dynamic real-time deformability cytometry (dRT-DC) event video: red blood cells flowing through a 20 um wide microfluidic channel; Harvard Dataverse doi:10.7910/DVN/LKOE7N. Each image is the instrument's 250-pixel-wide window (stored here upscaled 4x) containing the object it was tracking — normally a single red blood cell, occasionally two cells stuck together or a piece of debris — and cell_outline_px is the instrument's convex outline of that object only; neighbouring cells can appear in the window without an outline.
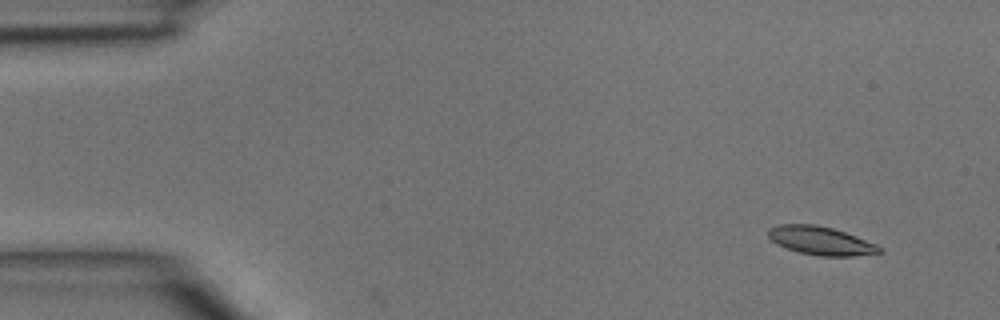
{"species": "common noctule bat (a hibernating species)", "species_latin": "Nyctalus noctula", "temperature_condition": "room temperature", "stored_images_in_passage": 3, "camera_frame_rate_fps": 3000, "um_per_image_px": 0.085, "animal": {"sex": "male", "body_mass_g": 15.6}, "frame": {"image": 1, "passage_image": 1, "time_ms": 0.0, "image_size_px": [1000, 320], "cell_outline_px": [[884, 252], [852, 256], [820, 256], [800, 252], [776, 244], [768, 236], [768, 228], [780, 224], [816, 224], [832, 228], [856, 236], [876, 244], [884, 248]], "centroid_in_image_um": [69.78, 20.46], "position_along_channel_um": 15.2, "area_um2": 18.38}}